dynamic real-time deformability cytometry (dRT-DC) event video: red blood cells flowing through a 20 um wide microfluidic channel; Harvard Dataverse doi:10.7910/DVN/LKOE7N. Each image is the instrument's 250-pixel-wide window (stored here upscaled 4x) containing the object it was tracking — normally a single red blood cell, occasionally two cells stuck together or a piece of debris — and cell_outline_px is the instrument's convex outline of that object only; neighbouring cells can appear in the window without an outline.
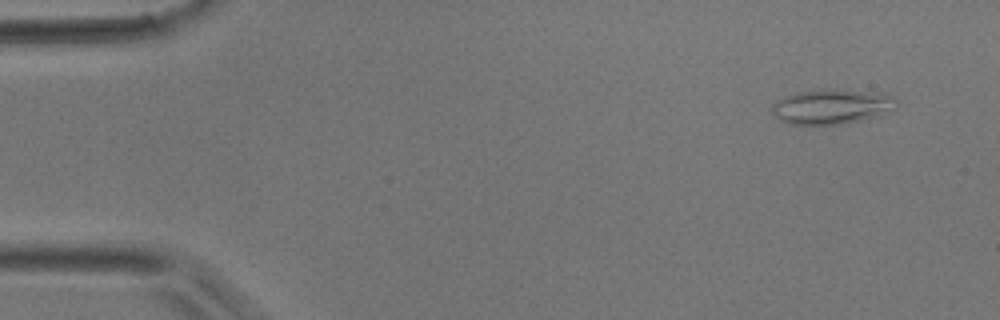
{"species": "common noctule bat (a hibernating species)", "species_latin": "Nyctalus noctula", "temperature_condition": "room temperature", "stored_images_in_passage": 4, "camera_frame_rate_fps": 3000, "um_per_image_px": 0.085, "animal": {"sex": "male", "body_mass_g": 17.9}, "frame": {"image": 1, "passage_image": 1, "time_ms": 0.0, "image_size_px": [1000, 320], "cell_outline_px": [[900, 104], [892, 112], [844, 124], [788, 124], [780, 120], [772, 112], [772, 104], [776, 100], [784, 96], [800, 92], [832, 88], [884, 92], [896, 96]], "centroid_in_image_um": [70.81, 9.04], "position_along_channel_um": 14.2, "area_um2": 25.95}}